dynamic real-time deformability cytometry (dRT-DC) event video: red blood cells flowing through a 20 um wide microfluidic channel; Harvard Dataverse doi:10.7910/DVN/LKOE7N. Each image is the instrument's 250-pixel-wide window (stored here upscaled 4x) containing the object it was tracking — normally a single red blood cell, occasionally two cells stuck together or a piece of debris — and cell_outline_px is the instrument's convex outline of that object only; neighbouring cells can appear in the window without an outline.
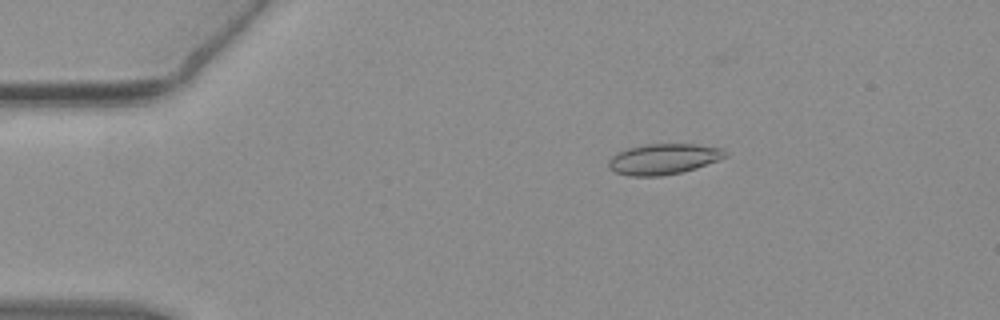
{"species": "common noctule bat (a hibernating species)", "species_latin": "Nyctalus noctula", "temperature_condition": "warm", "stored_images_in_passage": 45, "camera_frame_rate_fps": 3000, "um_per_image_px": 0.085, "animal": {"sex": "female", "body_mass_g": 19.3, "forearm_length_mm": 54.1}, "frame": {"image": 1, "passage_image": 1, "time_ms": 0.0, "image_size_px": [1000, 320], "cell_outline_px": [[728, 156], [696, 168], [680, 172], [660, 176], [628, 176], [616, 172], [608, 168], [608, 160], [616, 152], [628, 148], [644, 144], [696, 144], [724, 148], [728, 152]], "centroid_in_image_um": [56.39, 13.51], "position_along_channel_um": 28.6, "area_um2": 20.98}}
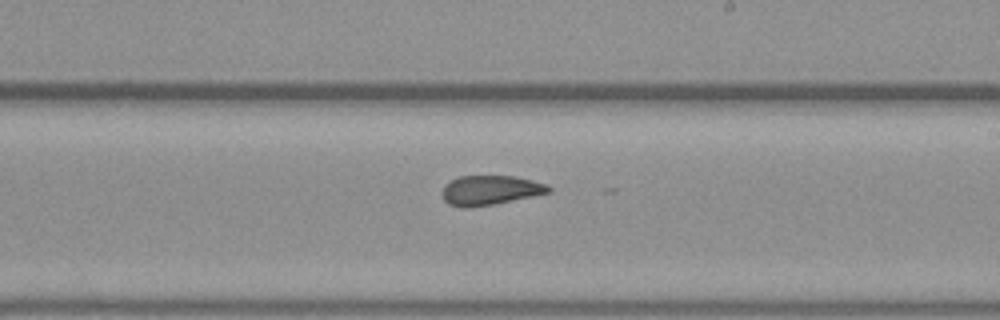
{"frame": {"image": 2, "passage_image": 23, "time_ms": 7.333, "image_size_px": [1000, 320], "cell_outline_px": [[552, 192], [492, 204], [448, 204], [444, 200], [444, 184], [460, 176], [516, 176], [548, 184], [552, 188]], "centroid_in_image_um": [41.78, 16.11], "position_along_channel_um": 247.2, "area_um2": 17.51}}
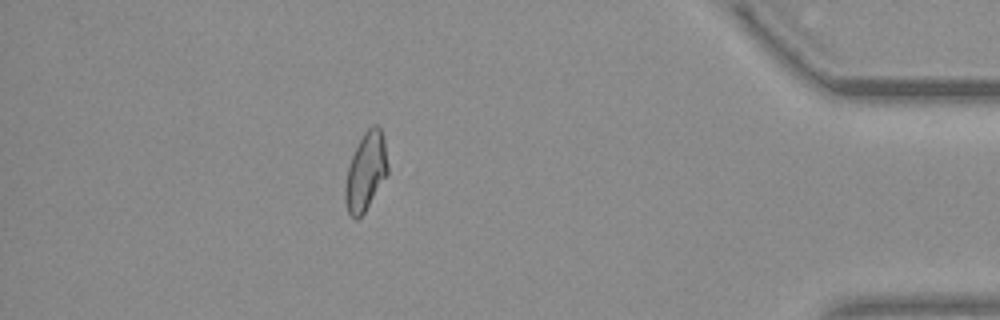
{"frame": {"image": 3, "passage_image": 39, "time_ms": 12.667, "image_size_px": [1000, 320], "cell_outline_px": [[388, 172], [364, 212], [356, 220], [348, 212], [344, 200], [344, 184], [348, 168], [352, 156], [364, 132], [372, 124], [376, 124], [380, 128], [384, 136], [388, 164]], "centroid_in_image_um": [31.08, 14.56], "position_along_channel_um": 404.1, "area_um2": 19.19}, "authors_computed_cell_mechanics": {"area_um2": 19.1896, "velocity_mm_per_s": 3.8303, "shape_relaxation_time_tau1_ms": 10.3466, "shape_relaxation_time_tau2_ms": 1.3466, "deformation_change_tau1": 0.2566, "deformation_change_tau2": 0.0793}}